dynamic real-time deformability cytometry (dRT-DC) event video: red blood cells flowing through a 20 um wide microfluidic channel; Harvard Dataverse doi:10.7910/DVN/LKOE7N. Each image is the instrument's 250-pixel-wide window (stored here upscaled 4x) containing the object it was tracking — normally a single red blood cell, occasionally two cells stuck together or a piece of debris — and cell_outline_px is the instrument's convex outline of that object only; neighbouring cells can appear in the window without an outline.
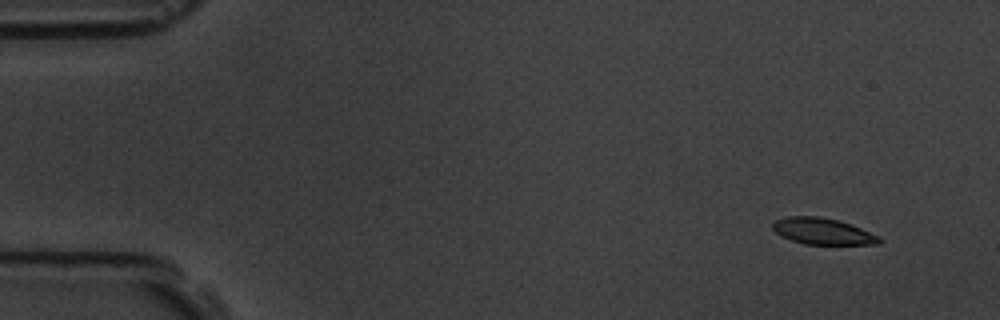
{"species": "common noctule bat (a hibernating species)", "species_latin": "Nyctalus noctula", "temperature_condition": "room temperature", "stored_images_in_passage": 6, "camera_frame_rate_fps": 3000, "um_per_image_px": 0.085, "animal": {"sex": "male", "body_mass_g": 19.5, "forearm_length_mm": 54.6}, "frame": {"image": 1, "passage_image": 1, "time_ms": 0.0, "image_size_px": [1000, 320], "cell_outline_px": [[884, 240], [880, 244], [804, 244], [780, 236], [772, 228], [772, 224], [776, 220], [788, 216], [820, 216], [840, 220], [880, 236]], "centroid_in_image_um": [69.95, 19.65], "position_along_channel_um": 15.1, "area_um2": 16.47}}
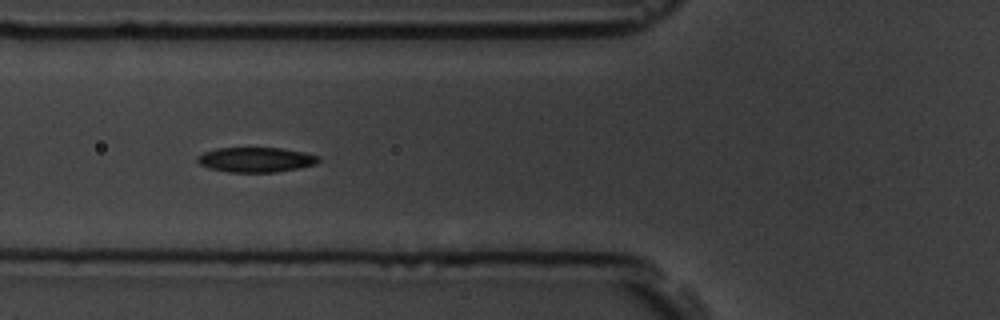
{"frame": {"image": 2, "passage_image": 5, "time_ms": 5.333, "image_size_px": [1000, 320], "cell_outline_px": [[320, 160], [316, 164], [300, 168], [276, 172], [228, 172], [208, 168], [200, 164], [196, 160], [196, 156], [204, 152], [216, 148], [280, 148], [304, 152], [320, 156]], "centroid_in_image_um": [21.75, 13.57], "position_along_channel_um": 104.1, "area_um2": 17.69}}
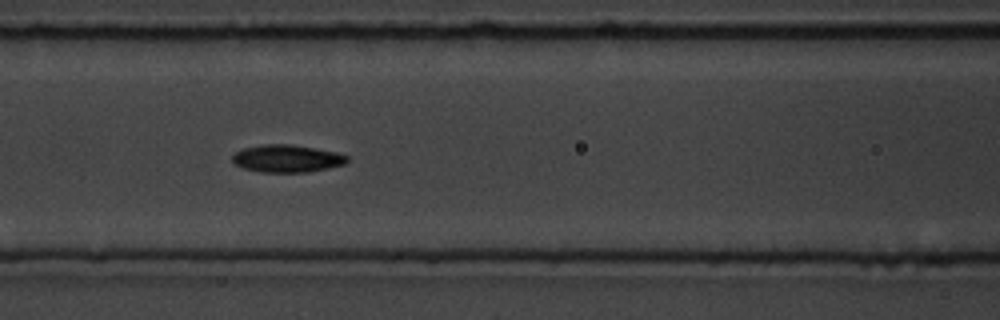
{"frame": {"image": 3, "passage_image": 6, "time_ms": 6.333, "image_size_px": [1000, 320], "cell_outline_px": [[348, 160], [344, 164], [328, 168], [308, 172], [260, 172], [244, 168], [232, 164], [232, 156], [236, 152], [244, 148], [264, 144], [292, 144], [336, 152], [348, 156]], "centroid_in_image_um": [24.37, 13.48], "position_along_channel_um": 142.2, "area_um2": 18.38}}